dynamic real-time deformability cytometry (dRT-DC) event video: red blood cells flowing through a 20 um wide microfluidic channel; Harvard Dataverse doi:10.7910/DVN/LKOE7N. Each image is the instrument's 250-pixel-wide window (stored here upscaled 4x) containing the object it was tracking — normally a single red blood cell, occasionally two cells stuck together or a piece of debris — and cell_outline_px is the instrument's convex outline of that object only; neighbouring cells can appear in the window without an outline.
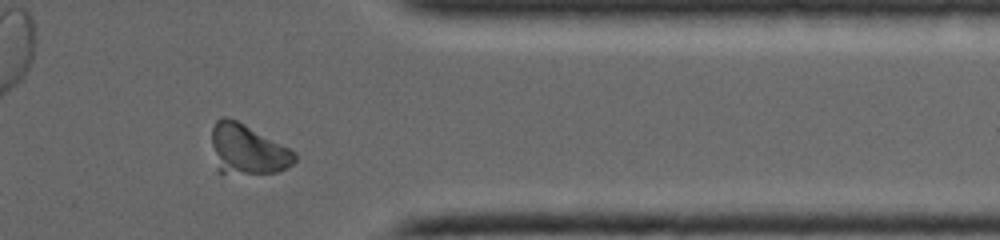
{"species": "common noctule bat (a hibernating species)", "species_latin": "Nyctalus noctula", "temperature_condition": "warm", "stored_images_in_passage": 16, "camera_frame_rate_fps": 5000, "um_per_image_px": 0.085, "animal": {"sex": "female", "body_mass_g": 19.0, "forearm_length_mm": 53.3}, "frame": {"image": 1, "passage_image": 14, "time_ms": 5.0, "image_size_px": [1000, 240], "cell_outline_px": [[296, 160], [288, 168], [276, 172], [220, 176], [216, 172], [212, 144], [212, 128], [216, 120], [224, 116], [236, 120], [244, 124], [288, 148], [296, 156]], "centroid_in_image_um": [20.96, 12.77], "position_along_channel_um": 390.4, "area_um2": 24.51}}